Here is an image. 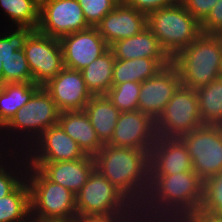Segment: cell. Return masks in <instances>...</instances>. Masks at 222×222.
I'll list each match as a JSON object with an SVG mask.
<instances>
[{
  "mask_svg": "<svg viewBox=\"0 0 222 222\" xmlns=\"http://www.w3.org/2000/svg\"><path fill=\"white\" fill-rule=\"evenodd\" d=\"M204 181L193 170L150 175V186L138 208L139 222H184L203 201Z\"/></svg>",
  "mask_w": 222,
  "mask_h": 222,
  "instance_id": "1",
  "label": "cell"
},
{
  "mask_svg": "<svg viewBox=\"0 0 222 222\" xmlns=\"http://www.w3.org/2000/svg\"><path fill=\"white\" fill-rule=\"evenodd\" d=\"M1 11L9 26L38 29L40 9L31 0H0ZM11 21V22H10ZM11 23V24H10Z\"/></svg>",
  "mask_w": 222,
  "mask_h": 222,
  "instance_id": "28",
  "label": "cell"
},
{
  "mask_svg": "<svg viewBox=\"0 0 222 222\" xmlns=\"http://www.w3.org/2000/svg\"><path fill=\"white\" fill-rule=\"evenodd\" d=\"M24 155L27 162L74 161L86 156L58 124L46 129Z\"/></svg>",
  "mask_w": 222,
  "mask_h": 222,
  "instance_id": "12",
  "label": "cell"
},
{
  "mask_svg": "<svg viewBox=\"0 0 222 222\" xmlns=\"http://www.w3.org/2000/svg\"><path fill=\"white\" fill-rule=\"evenodd\" d=\"M187 11L202 23L219 0H179Z\"/></svg>",
  "mask_w": 222,
  "mask_h": 222,
  "instance_id": "35",
  "label": "cell"
},
{
  "mask_svg": "<svg viewBox=\"0 0 222 222\" xmlns=\"http://www.w3.org/2000/svg\"><path fill=\"white\" fill-rule=\"evenodd\" d=\"M75 222H139L138 213H112L77 217Z\"/></svg>",
  "mask_w": 222,
  "mask_h": 222,
  "instance_id": "37",
  "label": "cell"
},
{
  "mask_svg": "<svg viewBox=\"0 0 222 222\" xmlns=\"http://www.w3.org/2000/svg\"><path fill=\"white\" fill-rule=\"evenodd\" d=\"M140 88L141 83L124 82L112 85L106 96L120 112L136 111Z\"/></svg>",
  "mask_w": 222,
  "mask_h": 222,
  "instance_id": "31",
  "label": "cell"
},
{
  "mask_svg": "<svg viewBox=\"0 0 222 222\" xmlns=\"http://www.w3.org/2000/svg\"><path fill=\"white\" fill-rule=\"evenodd\" d=\"M26 60L35 84L43 87L64 68L59 39L34 30L24 46Z\"/></svg>",
  "mask_w": 222,
  "mask_h": 222,
  "instance_id": "10",
  "label": "cell"
},
{
  "mask_svg": "<svg viewBox=\"0 0 222 222\" xmlns=\"http://www.w3.org/2000/svg\"><path fill=\"white\" fill-rule=\"evenodd\" d=\"M203 125L222 126V76L196 90Z\"/></svg>",
  "mask_w": 222,
  "mask_h": 222,
  "instance_id": "27",
  "label": "cell"
},
{
  "mask_svg": "<svg viewBox=\"0 0 222 222\" xmlns=\"http://www.w3.org/2000/svg\"><path fill=\"white\" fill-rule=\"evenodd\" d=\"M59 41L64 67L75 70H82L109 49L97 27L70 33Z\"/></svg>",
  "mask_w": 222,
  "mask_h": 222,
  "instance_id": "14",
  "label": "cell"
},
{
  "mask_svg": "<svg viewBox=\"0 0 222 222\" xmlns=\"http://www.w3.org/2000/svg\"><path fill=\"white\" fill-rule=\"evenodd\" d=\"M27 163L29 166L38 168L50 181L62 185L75 195L96 168L94 157L89 155L74 161Z\"/></svg>",
  "mask_w": 222,
  "mask_h": 222,
  "instance_id": "18",
  "label": "cell"
},
{
  "mask_svg": "<svg viewBox=\"0 0 222 222\" xmlns=\"http://www.w3.org/2000/svg\"><path fill=\"white\" fill-rule=\"evenodd\" d=\"M84 18L90 27H96L101 20L122 0H77Z\"/></svg>",
  "mask_w": 222,
  "mask_h": 222,
  "instance_id": "34",
  "label": "cell"
},
{
  "mask_svg": "<svg viewBox=\"0 0 222 222\" xmlns=\"http://www.w3.org/2000/svg\"><path fill=\"white\" fill-rule=\"evenodd\" d=\"M192 160V170L206 181L222 171V126L202 125L180 138Z\"/></svg>",
  "mask_w": 222,
  "mask_h": 222,
  "instance_id": "9",
  "label": "cell"
},
{
  "mask_svg": "<svg viewBox=\"0 0 222 222\" xmlns=\"http://www.w3.org/2000/svg\"><path fill=\"white\" fill-rule=\"evenodd\" d=\"M34 82L24 50L15 51L2 62V84Z\"/></svg>",
  "mask_w": 222,
  "mask_h": 222,
  "instance_id": "32",
  "label": "cell"
},
{
  "mask_svg": "<svg viewBox=\"0 0 222 222\" xmlns=\"http://www.w3.org/2000/svg\"><path fill=\"white\" fill-rule=\"evenodd\" d=\"M150 175H169L192 170V160L180 138L158 137L149 153Z\"/></svg>",
  "mask_w": 222,
  "mask_h": 222,
  "instance_id": "17",
  "label": "cell"
},
{
  "mask_svg": "<svg viewBox=\"0 0 222 222\" xmlns=\"http://www.w3.org/2000/svg\"><path fill=\"white\" fill-rule=\"evenodd\" d=\"M126 5L137 11L148 15L150 12L157 11L176 4L179 0H122Z\"/></svg>",
  "mask_w": 222,
  "mask_h": 222,
  "instance_id": "36",
  "label": "cell"
},
{
  "mask_svg": "<svg viewBox=\"0 0 222 222\" xmlns=\"http://www.w3.org/2000/svg\"><path fill=\"white\" fill-rule=\"evenodd\" d=\"M36 6L41 9L49 0H31Z\"/></svg>",
  "mask_w": 222,
  "mask_h": 222,
  "instance_id": "42",
  "label": "cell"
},
{
  "mask_svg": "<svg viewBox=\"0 0 222 222\" xmlns=\"http://www.w3.org/2000/svg\"><path fill=\"white\" fill-rule=\"evenodd\" d=\"M149 153L105 143L94 156L96 169L137 208L143 203L150 186Z\"/></svg>",
  "mask_w": 222,
  "mask_h": 222,
  "instance_id": "2",
  "label": "cell"
},
{
  "mask_svg": "<svg viewBox=\"0 0 222 222\" xmlns=\"http://www.w3.org/2000/svg\"><path fill=\"white\" fill-rule=\"evenodd\" d=\"M222 28V0H219L208 17L201 23V31L204 34H212Z\"/></svg>",
  "mask_w": 222,
  "mask_h": 222,
  "instance_id": "38",
  "label": "cell"
},
{
  "mask_svg": "<svg viewBox=\"0 0 222 222\" xmlns=\"http://www.w3.org/2000/svg\"><path fill=\"white\" fill-rule=\"evenodd\" d=\"M89 27L77 0H49L40 9L37 30L50 37L60 39Z\"/></svg>",
  "mask_w": 222,
  "mask_h": 222,
  "instance_id": "11",
  "label": "cell"
},
{
  "mask_svg": "<svg viewBox=\"0 0 222 222\" xmlns=\"http://www.w3.org/2000/svg\"><path fill=\"white\" fill-rule=\"evenodd\" d=\"M60 113L51 95L40 87L0 131L9 147L24 153L46 129L58 124Z\"/></svg>",
  "mask_w": 222,
  "mask_h": 222,
  "instance_id": "3",
  "label": "cell"
},
{
  "mask_svg": "<svg viewBox=\"0 0 222 222\" xmlns=\"http://www.w3.org/2000/svg\"><path fill=\"white\" fill-rule=\"evenodd\" d=\"M115 57L109 48L81 71L85 84L93 96L106 95L112 87Z\"/></svg>",
  "mask_w": 222,
  "mask_h": 222,
  "instance_id": "23",
  "label": "cell"
},
{
  "mask_svg": "<svg viewBox=\"0 0 222 222\" xmlns=\"http://www.w3.org/2000/svg\"><path fill=\"white\" fill-rule=\"evenodd\" d=\"M39 88L34 82L0 84V129Z\"/></svg>",
  "mask_w": 222,
  "mask_h": 222,
  "instance_id": "24",
  "label": "cell"
},
{
  "mask_svg": "<svg viewBox=\"0 0 222 222\" xmlns=\"http://www.w3.org/2000/svg\"><path fill=\"white\" fill-rule=\"evenodd\" d=\"M147 27L158 39L170 59L189 46L201 33L199 23L178 1L176 4L150 12Z\"/></svg>",
  "mask_w": 222,
  "mask_h": 222,
  "instance_id": "6",
  "label": "cell"
},
{
  "mask_svg": "<svg viewBox=\"0 0 222 222\" xmlns=\"http://www.w3.org/2000/svg\"><path fill=\"white\" fill-rule=\"evenodd\" d=\"M31 221L75 222L76 196L69 189L50 181L38 168L27 166Z\"/></svg>",
  "mask_w": 222,
  "mask_h": 222,
  "instance_id": "4",
  "label": "cell"
},
{
  "mask_svg": "<svg viewBox=\"0 0 222 222\" xmlns=\"http://www.w3.org/2000/svg\"><path fill=\"white\" fill-rule=\"evenodd\" d=\"M3 28L0 29V84H2V62L15 51L23 50L27 38L35 30L31 27L17 26H10L9 29L7 25Z\"/></svg>",
  "mask_w": 222,
  "mask_h": 222,
  "instance_id": "30",
  "label": "cell"
},
{
  "mask_svg": "<svg viewBox=\"0 0 222 222\" xmlns=\"http://www.w3.org/2000/svg\"><path fill=\"white\" fill-rule=\"evenodd\" d=\"M184 222H222V215H215L208 212H195Z\"/></svg>",
  "mask_w": 222,
  "mask_h": 222,
  "instance_id": "39",
  "label": "cell"
},
{
  "mask_svg": "<svg viewBox=\"0 0 222 222\" xmlns=\"http://www.w3.org/2000/svg\"><path fill=\"white\" fill-rule=\"evenodd\" d=\"M109 48L115 59L119 60L152 58L156 59L163 67H167L171 63V59L162 50L158 39L148 27L132 37L116 41Z\"/></svg>",
  "mask_w": 222,
  "mask_h": 222,
  "instance_id": "20",
  "label": "cell"
},
{
  "mask_svg": "<svg viewBox=\"0 0 222 222\" xmlns=\"http://www.w3.org/2000/svg\"><path fill=\"white\" fill-rule=\"evenodd\" d=\"M27 166L23 152H15L0 166V198L10 194L25 179Z\"/></svg>",
  "mask_w": 222,
  "mask_h": 222,
  "instance_id": "29",
  "label": "cell"
},
{
  "mask_svg": "<svg viewBox=\"0 0 222 222\" xmlns=\"http://www.w3.org/2000/svg\"><path fill=\"white\" fill-rule=\"evenodd\" d=\"M157 138L155 120L140 110L121 112L108 144L150 151Z\"/></svg>",
  "mask_w": 222,
  "mask_h": 222,
  "instance_id": "13",
  "label": "cell"
},
{
  "mask_svg": "<svg viewBox=\"0 0 222 222\" xmlns=\"http://www.w3.org/2000/svg\"><path fill=\"white\" fill-rule=\"evenodd\" d=\"M197 212L222 215V171L204 181L203 201Z\"/></svg>",
  "mask_w": 222,
  "mask_h": 222,
  "instance_id": "33",
  "label": "cell"
},
{
  "mask_svg": "<svg viewBox=\"0 0 222 222\" xmlns=\"http://www.w3.org/2000/svg\"><path fill=\"white\" fill-rule=\"evenodd\" d=\"M180 86L178 70L170 63L141 83L138 110L156 120Z\"/></svg>",
  "mask_w": 222,
  "mask_h": 222,
  "instance_id": "15",
  "label": "cell"
},
{
  "mask_svg": "<svg viewBox=\"0 0 222 222\" xmlns=\"http://www.w3.org/2000/svg\"><path fill=\"white\" fill-rule=\"evenodd\" d=\"M171 63L185 88L197 90L222 76V50L212 34L201 33Z\"/></svg>",
  "mask_w": 222,
  "mask_h": 222,
  "instance_id": "5",
  "label": "cell"
},
{
  "mask_svg": "<svg viewBox=\"0 0 222 222\" xmlns=\"http://www.w3.org/2000/svg\"><path fill=\"white\" fill-rule=\"evenodd\" d=\"M84 111L100 141L103 144L108 143L113 136L121 112L106 95L93 96L85 105Z\"/></svg>",
  "mask_w": 222,
  "mask_h": 222,
  "instance_id": "22",
  "label": "cell"
},
{
  "mask_svg": "<svg viewBox=\"0 0 222 222\" xmlns=\"http://www.w3.org/2000/svg\"><path fill=\"white\" fill-rule=\"evenodd\" d=\"M14 153L15 151L11 147H9L5 140V137L0 131V166H2Z\"/></svg>",
  "mask_w": 222,
  "mask_h": 222,
  "instance_id": "40",
  "label": "cell"
},
{
  "mask_svg": "<svg viewBox=\"0 0 222 222\" xmlns=\"http://www.w3.org/2000/svg\"><path fill=\"white\" fill-rule=\"evenodd\" d=\"M213 37L217 40L221 50H222V28L212 33Z\"/></svg>",
  "mask_w": 222,
  "mask_h": 222,
  "instance_id": "41",
  "label": "cell"
},
{
  "mask_svg": "<svg viewBox=\"0 0 222 222\" xmlns=\"http://www.w3.org/2000/svg\"><path fill=\"white\" fill-rule=\"evenodd\" d=\"M75 196L78 217L138 213V208L96 168Z\"/></svg>",
  "mask_w": 222,
  "mask_h": 222,
  "instance_id": "7",
  "label": "cell"
},
{
  "mask_svg": "<svg viewBox=\"0 0 222 222\" xmlns=\"http://www.w3.org/2000/svg\"><path fill=\"white\" fill-rule=\"evenodd\" d=\"M0 222H31L30 189L26 179L0 198Z\"/></svg>",
  "mask_w": 222,
  "mask_h": 222,
  "instance_id": "26",
  "label": "cell"
},
{
  "mask_svg": "<svg viewBox=\"0 0 222 222\" xmlns=\"http://www.w3.org/2000/svg\"><path fill=\"white\" fill-rule=\"evenodd\" d=\"M164 67L152 58H136L128 60L116 59L113 67L112 85L124 82L142 83L154 77Z\"/></svg>",
  "mask_w": 222,
  "mask_h": 222,
  "instance_id": "25",
  "label": "cell"
},
{
  "mask_svg": "<svg viewBox=\"0 0 222 222\" xmlns=\"http://www.w3.org/2000/svg\"><path fill=\"white\" fill-rule=\"evenodd\" d=\"M196 90L180 86L155 120L156 134L181 138L202 126Z\"/></svg>",
  "mask_w": 222,
  "mask_h": 222,
  "instance_id": "8",
  "label": "cell"
},
{
  "mask_svg": "<svg viewBox=\"0 0 222 222\" xmlns=\"http://www.w3.org/2000/svg\"><path fill=\"white\" fill-rule=\"evenodd\" d=\"M96 27L110 47L118 40L142 32L147 27V15L121 1Z\"/></svg>",
  "mask_w": 222,
  "mask_h": 222,
  "instance_id": "19",
  "label": "cell"
},
{
  "mask_svg": "<svg viewBox=\"0 0 222 222\" xmlns=\"http://www.w3.org/2000/svg\"><path fill=\"white\" fill-rule=\"evenodd\" d=\"M58 125L79 145L85 155L94 157L104 145L84 110L61 112Z\"/></svg>",
  "mask_w": 222,
  "mask_h": 222,
  "instance_id": "21",
  "label": "cell"
},
{
  "mask_svg": "<svg viewBox=\"0 0 222 222\" xmlns=\"http://www.w3.org/2000/svg\"><path fill=\"white\" fill-rule=\"evenodd\" d=\"M51 95L60 112L81 111L93 97L80 70L64 67L43 86Z\"/></svg>",
  "mask_w": 222,
  "mask_h": 222,
  "instance_id": "16",
  "label": "cell"
}]
</instances>
